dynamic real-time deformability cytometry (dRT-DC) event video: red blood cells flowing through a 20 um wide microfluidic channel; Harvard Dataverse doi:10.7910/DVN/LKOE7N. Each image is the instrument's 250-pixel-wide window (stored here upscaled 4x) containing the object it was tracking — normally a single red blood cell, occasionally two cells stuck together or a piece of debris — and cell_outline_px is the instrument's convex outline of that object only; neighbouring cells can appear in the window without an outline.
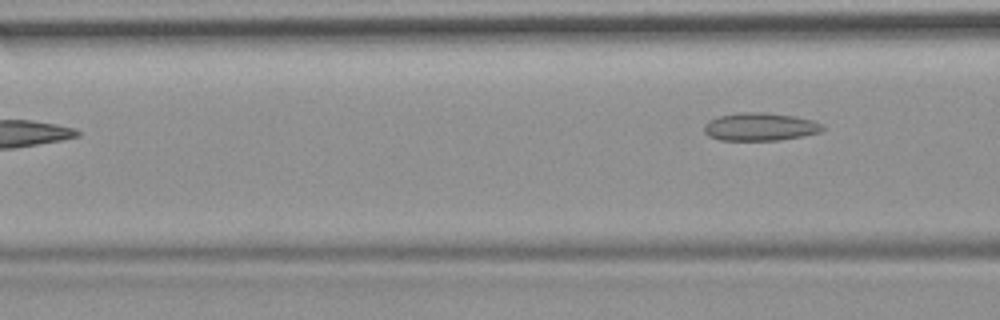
{"species": "common noctule bat (a hibernating species)", "species_latin": "Nyctalus noctula", "temperature_condition": "room temperature", "stored_images_in_passage": 5, "camera_frame_rate_fps": 3000, "um_per_image_px": 0.085, "animal": {"sex": "female", "body_mass_g": 19.9}, "frame": {"image": 1, "passage_image": 5, "time_ms": 5.333, "image_size_px": [1000, 320], "cell_outline_px": [[824, 128], [820, 132], [780, 140], [720, 140], [708, 136], [704, 132], [704, 124], [708, 120], [720, 116], [740, 112], [764, 112], [796, 116], [812, 120], [820, 124]], "centroid_in_image_um": [64.56, 10.77], "position_along_channel_um": 102.0, "area_um2": 19.25}}